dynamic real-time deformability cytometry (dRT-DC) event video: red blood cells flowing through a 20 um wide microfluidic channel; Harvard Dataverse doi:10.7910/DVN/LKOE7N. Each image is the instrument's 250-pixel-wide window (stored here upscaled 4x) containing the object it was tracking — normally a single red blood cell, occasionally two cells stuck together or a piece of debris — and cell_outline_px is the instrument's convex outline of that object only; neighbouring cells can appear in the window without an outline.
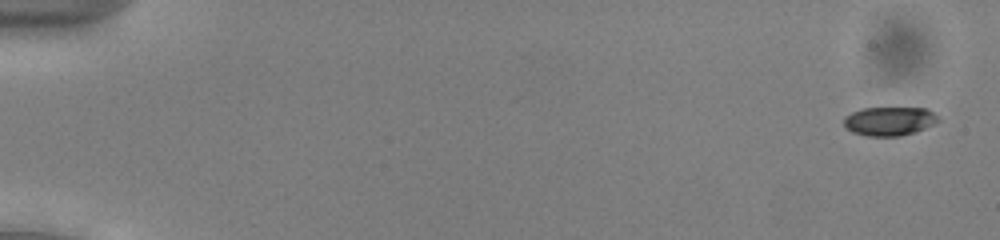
{"species": "common noctule bat (a hibernating species)", "species_latin": "Nyctalus noctula", "temperature_condition": "cold", "stored_images_in_passage": 54, "camera_frame_rate_fps": 3000, "um_per_image_px": 0.085, "animal": {"sex": "male", "body_mass_g": 13.0, "forearm_length_mm": 53.1}, "frame": {"image": 1, "passage_image": 3, "time_ms": 0.667, "image_size_px": [1000, 240], "cell_outline_px": [[940, 120], [924, 128], [900, 136], [868, 136], [852, 132], [844, 124], [844, 116], [852, 112], [864, 108], [928, 108]], "centroid_in_image_um": [75.57, 10.29], "position_along_channel_um": 9.4, "area_um2": 15.61}}
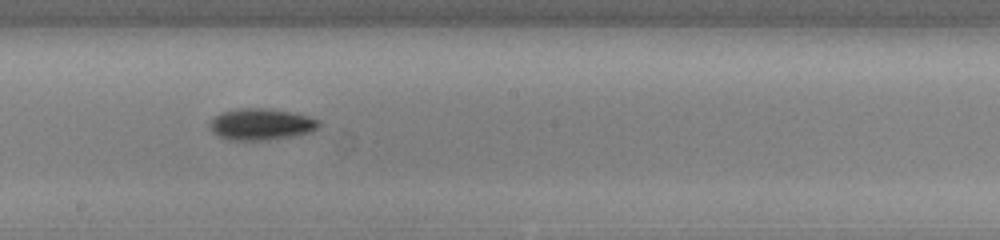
{"frame": {"image": 2, "passage_image": 32, "time_ms": 10.333, "image_size_px": [1000, 240], "cell_outline_px": [[320, 128], [312, 132], [292, 136], [268, 140], [228, 140], [216, 136], [212, 132], [208, 124], [220, 112], [236, 108], [264, 108], [292, 112], [308, 116], [320, 120]], "centroid_in_image_um": [22.19, 10.57], "position_along_channel_um": 226.0, "area_um2": 20.35}}
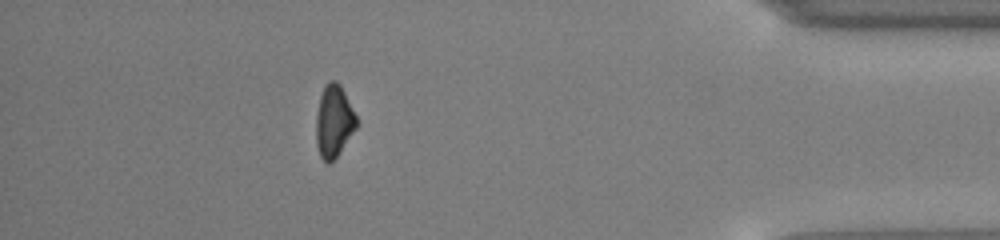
{"frame": {"image": 3, "passage_image": 49, "time_ms": 16.0, "image_size_px": [1000, 240], "cell_outline_px": [[356, 128], [340, 152], [328, 164], [320, 156], [316, 144], [316, 112], [320, 96], [324, 84], [328, 80], [336, 80], [340, 84], [356, 116]], "centroid_in_image_um": [28.35, 10.28], "position_along_channel_um": 406.9, "area_um2": 16.94}, "authors_computed_cell_mechanics": {"area_um2": 17.2822, "velocity_mm_per_s": 3.9411, "shape_relaxation_time_tau1_ms": 2.8548, "shape_relaxation_time_tau2_ms": null, "deformation_change_tau1": 0.1121, "deformation_change_tau2": null}}